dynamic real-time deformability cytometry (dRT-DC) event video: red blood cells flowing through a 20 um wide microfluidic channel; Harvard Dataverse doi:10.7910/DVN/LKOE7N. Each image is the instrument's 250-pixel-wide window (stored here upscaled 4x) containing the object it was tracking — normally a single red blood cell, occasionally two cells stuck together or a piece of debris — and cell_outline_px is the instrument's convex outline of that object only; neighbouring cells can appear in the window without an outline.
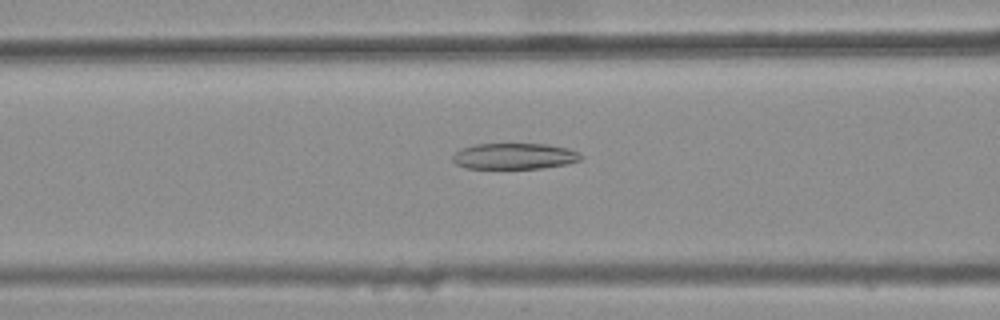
{"species": "common noctule bat (a hibernating species)", "species_latin": "Nyctalus noctula", "temperature_condition": "warm", "stored_images_in_passage": 33, "camera_frame_rate_fps": 3000, "um_per_image_px": 0.085, "animal": {"sex": "female", "body_mass_g": 25.1}, "frame": {"image": 1, "passage_image": 12, "time_ms": 3.667, "image_size_px": [1000, 320], "cell_outline_px": [[584, 156], [580, 160], [568, 164], [540, 168], [464, 168], [456, 164], [452, 160], [452, 156], [460, 148], [476, 144], [548, 144], [568, 148], [580, 152]], "centroid_in_image_um": [43.74, 13.27], "position_along_channel_um": 122.9, "area_um2": 19.59}}
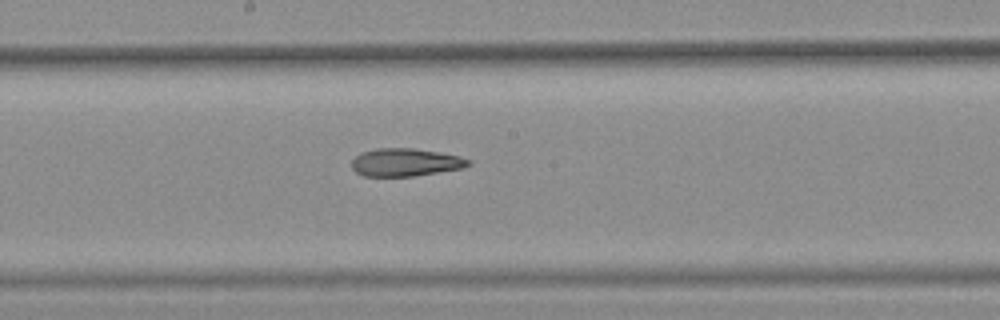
{"frame": {"image": 2, "passage_image": 19, "time_ms": 6.0, "image_size_px": [1000, 320], "cell_outline_px": [[472, 164], [464, 168], [412, 176], [364, 176], [356, 172], [352, 168], [352, 160], [360, 152], [376, 148], [412, 148], [440, 152], [460, 156], [472, 160]], "centroid_in_image_um": [34.49, 13.79], "position_along_channel_um": 213.7, "area_um2": 19.07}}
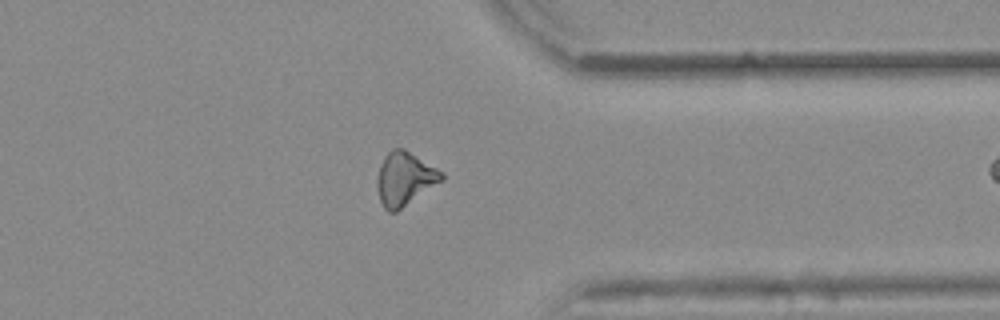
{"frame": {"image": 3, "passage_image": 32, "time_ms": 10.333, "image_size_px": [1000, 320], "cell_outline_px": [[444, 180], [396, 212], [388, 212], [384, 208], [380, 200], [376, 184], [376, 180], [380, 164], [384, 156], [392, 148], [404, 148], [444, 172]], "centroid_in_image_um": [34.4, 15.19], "position_along_channel_um": 377.0, "area_um2": 20.29}}